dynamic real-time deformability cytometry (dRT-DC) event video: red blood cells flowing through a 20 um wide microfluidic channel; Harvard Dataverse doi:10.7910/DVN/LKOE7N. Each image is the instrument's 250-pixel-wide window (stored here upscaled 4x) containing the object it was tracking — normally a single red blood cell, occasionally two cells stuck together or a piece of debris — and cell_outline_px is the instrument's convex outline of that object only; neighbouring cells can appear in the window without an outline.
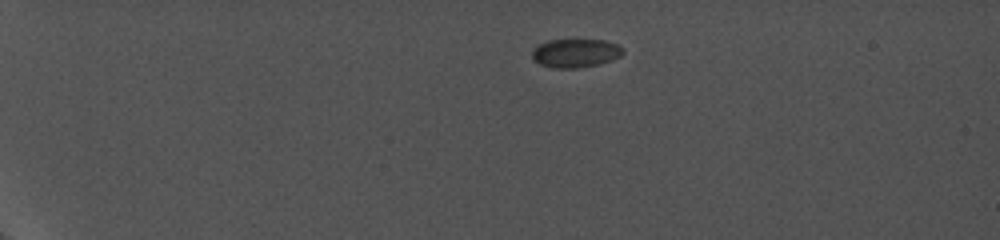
{"species": "common noctule bat (a hibernating species)", "species_latin": "Nyctalus noctula", "temperature_condition": "cold", "stored_images_in_passage": 42, "camera_frame_rate_fps": 5000, "um_per_image_px": 0.085, "animal": {"sex": "female", "body_mass_g": 19.0, "forearm_length_mm": 56.7}, "frame": {"image": 1, "passage_image": 1, "time_ms": 0.0, "image_size_px": [1000, 240], "cell_outline_px": [[624, 52], [620, 56], [612, 60], [596, 64], [576, 68], [552, 68], [540, 64], [532, 60], [532, 52], [540, 44], [548, 40], [604, 40], [616, 44], [624, 48]], "centroid_in_image_um": [48.91, 4.52], "position_along_channel_um": 36.1, "area_um2": 15.03}}
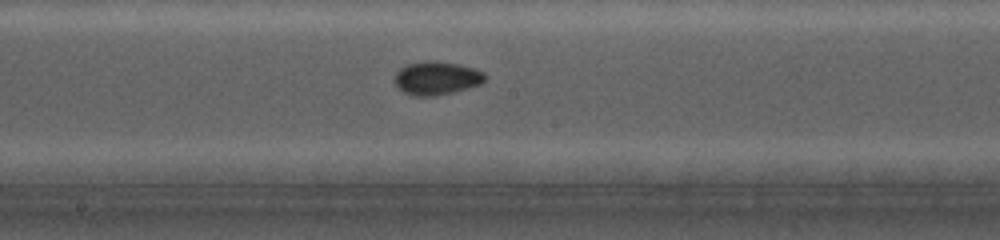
{"frame": {"image": 2, "passage_image": 23, "time_ms": 7.4, "image_size_px": [1000, 240], "cell_outline_px": [[488, 76], [480, 84], [468, 88], [436, 96], [412, 96], [396, 88], [392, 80], [396, 72], [400, 68], [408, 64], [428, 60], [456, 64], [476, 68], [484, 72]], "centroid_in_image_um": [37.08, 6.65], "position_along_channel_um": 211.1, "area_um2": 17.8}}
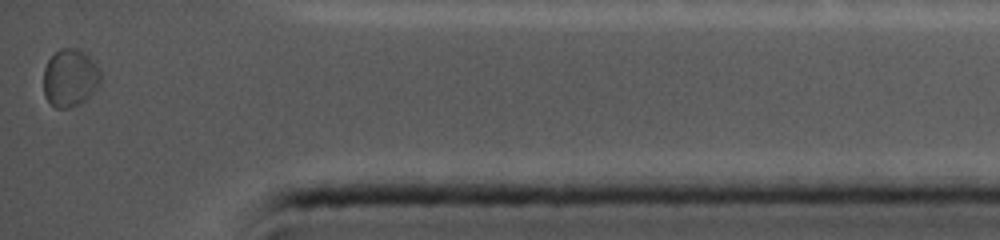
{"frame": {"image": 3, "passage_image": 42, "time_ms": 13.4, "image_size_px": [1000, 240], "cell_outline_px": [[100, 84], [84, 100], [68, 108], [56, 108], [44, 96], [44, 68], [48, 60], [60, 48], [76, 48], [88, 52], [96, 64], [100, 72]], "centroid_in_image_um": [5.96, 6.58], "position_along_channel_um": 429.2, "area_um2": 19.13}}